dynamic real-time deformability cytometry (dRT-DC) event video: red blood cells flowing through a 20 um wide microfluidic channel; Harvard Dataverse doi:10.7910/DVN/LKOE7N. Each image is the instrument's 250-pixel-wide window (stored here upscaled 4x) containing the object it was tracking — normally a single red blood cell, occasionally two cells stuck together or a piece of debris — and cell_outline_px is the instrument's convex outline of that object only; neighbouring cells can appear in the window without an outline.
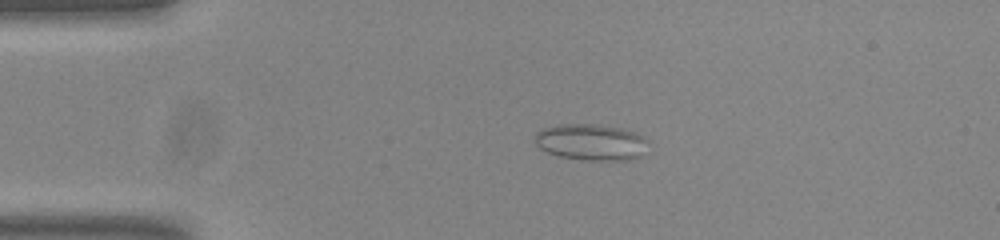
{"species": "common noctule bat (a hibernating species)", "species_latin": "Nyctalus noctula", "temperature_condition": "room temperature", "stored_images_in_passage": 43, "camera_frame_rate_fps": 3000, "um_per_image_px": 0.085, "animal": {"sex": "male", "body_mass_g": 20.0, "forearm_length_mm": 53.3}, "frame": {"image": 1, "passage_image": 1, "time_ms": 0.0, "image_size_px": [1000, 240], "cell_outline_px": [[648, 140], [640, 156], [628, 160], [584, 160], [560, 156], [548, 152], [540, 148], [532, 140], [536, 132], [544, 128], [556, 124], [596, 124], [620, 128], [636, 132]], "centroid_in_image_um": [50.19, 12.07], "position_along_channel_um": 34.8, "area_um2": 23.99}}
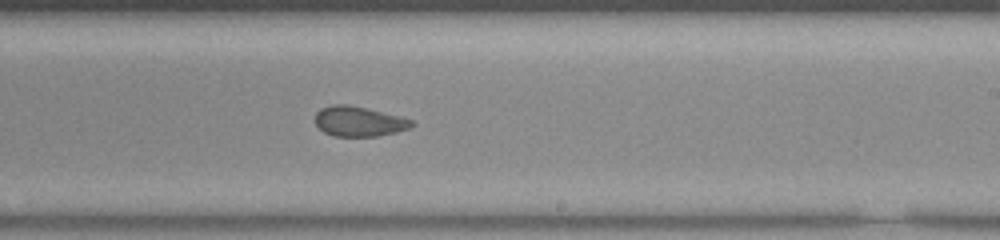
{"frame": {"image": 2, "passage_image": 22, "time_ms": 7.0, "image_size_px": [1000, 240], "cell_outline_px": [[416, 124], [412, 128], [396, 132], [376, 136], [332, 136], [324, 132], [316, 124], [316, 112], [320, 108], [332, 104], [348, 104], [412, 120]], "centroid_in_image_um": [30.49, 10.32], "position_along_channel_um": 258.5, "area_um2": 16.7}}
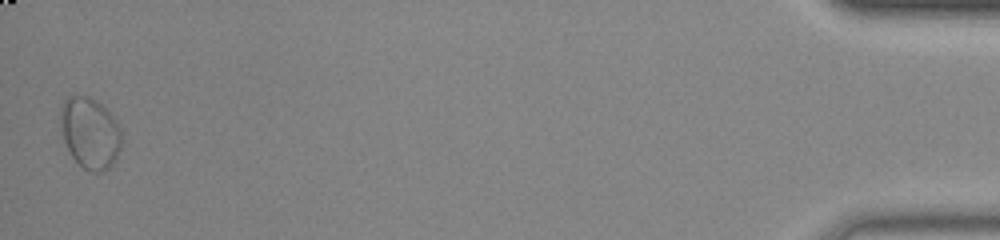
{"frame": {"image": 3, "passage_image": 43, "time_ms": 14.0, "image_size_px": [1000, 240], "cell_outline_px": [[120, 148], [112, 164], [104, 172], [92, 172], [84, 168], [72, 156], [64, 140], [60, 116], [60, 104], [68, 96], [88, 96], [100, 104], [116, 120], [120, 128]], "centroid_in_image_um": [7.63, 11.29], "position_along_channel_um": 427.6, "area_um2": 24.91}, "authors_computed_cell_mechanics": {"area_um2": 18.1492, "velocity_mm_per_s": 3.7531, "shape_relaxation_time_tau1_ms": null, "shape_relaxation_time_tau2_ms": 1.5087, "deformation_change_tau1": null, "deformation_change_tau2": 0.0753}}